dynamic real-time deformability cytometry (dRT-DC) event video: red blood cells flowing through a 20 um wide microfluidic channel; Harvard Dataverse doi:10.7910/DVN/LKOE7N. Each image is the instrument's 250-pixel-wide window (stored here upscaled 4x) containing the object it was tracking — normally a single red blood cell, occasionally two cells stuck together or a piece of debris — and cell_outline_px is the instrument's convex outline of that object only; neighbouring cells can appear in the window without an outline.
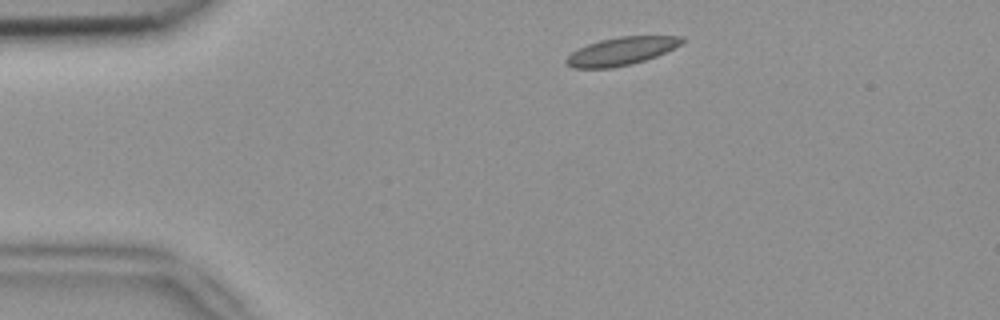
{"species": "common noctule bat (a hibernating species)", "species_latin": "Nyctalus noctula", "temperature_condition": "room temperature", "stored_images_in_passage": 4, "camera_frame_rate_fps": 3000, "um_per_image_px": 0.085, "animal": {"sex": "female", "body_mass_g": 18.4}, "frame": {"image": 1, "passage_image": 1, "time_ms": 0.0, "image_size_px": [1000, 320], "cell_outline_px": [[684, 40], [680, 44], [656, 56], [632, 64], [612, 68], [572, 68], [564, 60], [572, 52], [588, 44], [600, 40], [620, 36], [684, 36]], "centroid_in_image_um": [52.79, 4.35], "position_along_channel_um": 32.2, "area_um2": 18.61}}
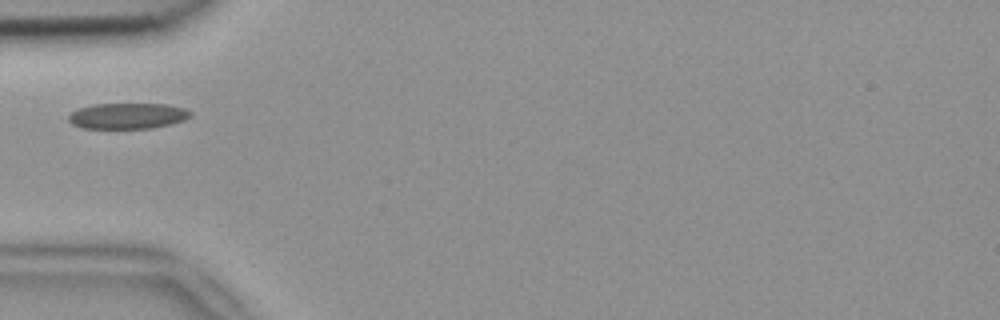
{"frame": {"image": 2, "passage_image": 3, "time_ms": 0.667, "image_size_px": [1000, 320], "cell_outline_px": [[192, 116], [184, 120], [172, 124], [152, 128], [84, 128], [72, 124], [68, 120], [68, 116], [72, 112], [80, 108], [92, 104], [168, 104], [184, 108], [192, 112]], "centroid_in_image_um": [10.88, 9.85], "position_along_channel_um": 74.1, "area_um2": 18.38}}